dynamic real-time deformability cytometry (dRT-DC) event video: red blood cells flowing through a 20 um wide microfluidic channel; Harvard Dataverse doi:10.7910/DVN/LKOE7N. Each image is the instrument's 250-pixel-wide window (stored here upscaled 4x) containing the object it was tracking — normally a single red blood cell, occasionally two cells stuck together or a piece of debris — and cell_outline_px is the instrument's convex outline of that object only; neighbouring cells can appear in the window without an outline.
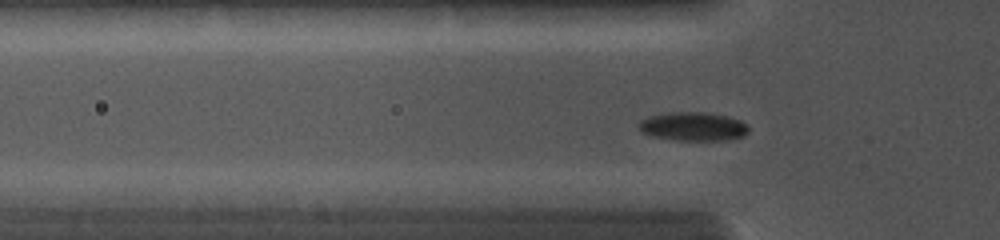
{"species": "common noctule bat (a hibernating species)", "species_latin": "Nyctalus noctula", "temperature_condition": "cold", "stored_images_in_passage": 18, "camera_frame_rate_fps": 5000, "um_per_image_px": 0.085, "animal": {"sex": "female", "body_mass_g": 19.0, "forearm_length_mm": 56.7}, "frame": {"image": 1, "passage_image": 8, "time_ms": 2.6, "image_size_px": [1000, 240], "cell_outline_px": [[748, 132], [744, 136], [724, 140], [676, 140], [652, 136], [640, 132], [640, 120], [648, 116], [668, 112], [704, 112], [728, 116], [740, 120], [748, 128]], "centroid_in_image_um": [58.89, 10.74], "position_along_channel_um": 66.9, "area_um2": 18.32}}
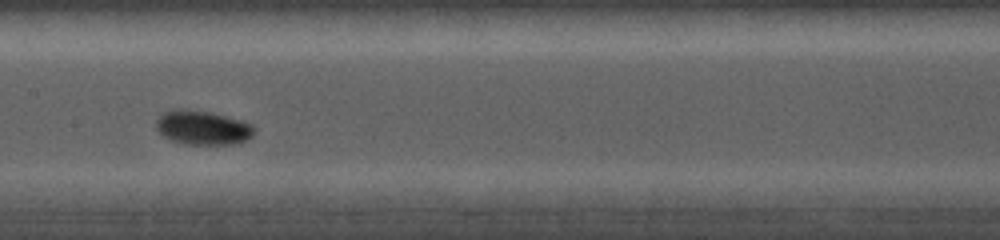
{"frame": {"image": 2, "passage_image": 12, "time_ms": 5.4, "image_size_px": [1000, 240], "cell_outline_px": [[256, 128], [252, 136], [248, 140], [240, 144], [184, 144], [172, 140], [164, 136], [156, 128], [156, 120], [160, 112], [176, 108], [180, 108], [208, 112], [240, 120], [252, 124]], "centroid_in_image_um": [17.22, 10.85], "position_along_channel_um": 190.2, "area_um2": 19.71}}
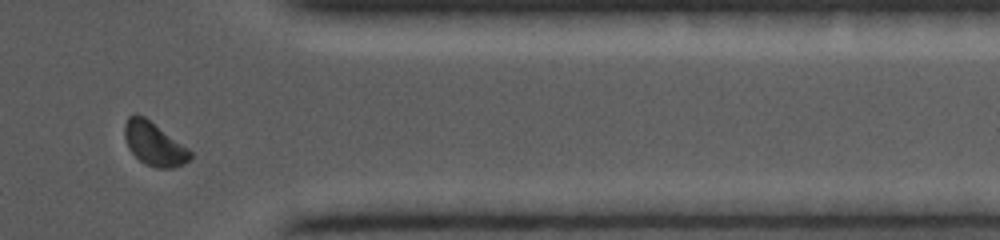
{"frame": {"image": 3, "passage_image": 17, "time_ms": 10.2, "image_size_px": [1000, 240], "cell_outline_px": [[192, 156], [184, 164], [172, 168], [156, 168], [144, 164], [128, 148], [124, 136], [124, 124], [128, 116], [132, 112], [136, 112], [144, 116], [188, 148], [192, 152]], "centroid_in_image_um": [13.07, 12.21], "position_along_channel_um": 398.3, "area_um2": 16.7}}